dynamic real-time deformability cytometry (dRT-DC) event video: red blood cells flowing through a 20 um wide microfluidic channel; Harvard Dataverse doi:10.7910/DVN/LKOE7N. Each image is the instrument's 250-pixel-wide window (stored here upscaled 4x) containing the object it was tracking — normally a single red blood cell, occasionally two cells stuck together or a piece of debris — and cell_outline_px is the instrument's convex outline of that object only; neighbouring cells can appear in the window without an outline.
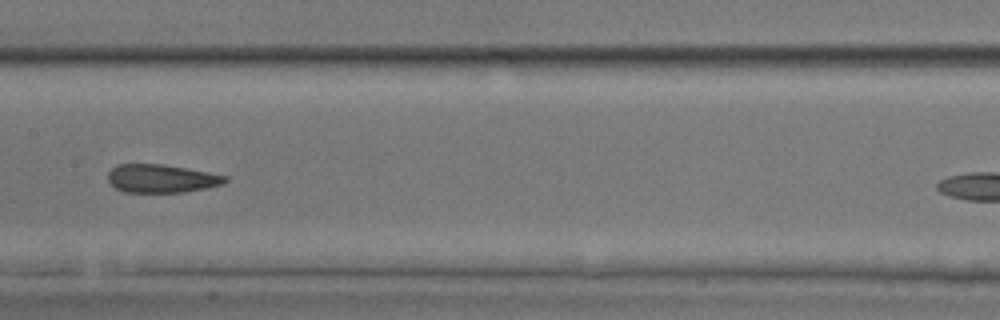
{"species": "common noctule bat (a hibernating species)", "species_latin": "Nyctalus noctula", "temperature_condition": "room temperature", "stored_images_in_passage": 10, "camera_frame_rate_fps": 3000, "um_per_image_px": 0.085, "animal": {"sex": "male", "body_mass_g": 17.9, "forearm_length_mm": 54.2}, "frame": {"image": 1, "passage_image": 9, "time_ms": 2.667, "image_size_px": [1000, 320], "cell_outline_px": [[228, 180], [224, 184], [184, 192], [124, 192], [116, 188], [108, 180], [108, 172], [116, 164], [164, 164], [208, 172], [228, 176]], "centroid_in_image_um": [13.72, 15.17], "position_along_channel_um": 193.7, "area_um2": 19.31}}